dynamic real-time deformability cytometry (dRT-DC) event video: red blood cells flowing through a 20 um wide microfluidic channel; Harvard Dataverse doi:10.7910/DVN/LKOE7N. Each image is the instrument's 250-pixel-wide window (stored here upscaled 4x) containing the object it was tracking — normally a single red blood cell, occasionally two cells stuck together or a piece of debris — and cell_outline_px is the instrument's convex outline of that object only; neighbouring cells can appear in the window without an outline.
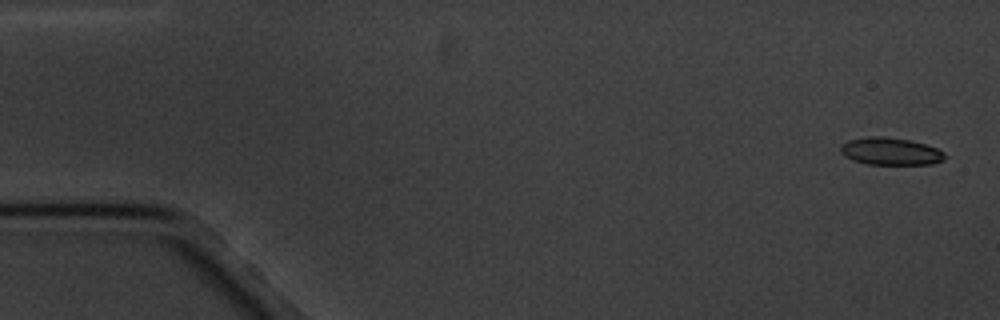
{"species": "common noctule bat (a hibernating species)", "species_latin": "Nyctalus noctula", "temperature_condition": "cold", "stored_images_in_passage": 5, "camera_frame_rate_fps": 3000, "um_per_image_px": 0.085, "animal": {"sex": "male", "body_mass_g": 20.1, "forearm_length_mm": 53.5}, "frame": {"image": 1, "passage_image": 1, "time_ms": 0.0, "image_size_px": [1000, 320], "cell_outline_px": [[948, 156], [944, 160], [932, 164], [868, 164], [852, 160], [844, 156], [840, 152], [840, 144], [848, 140], [868, 136], [884, 136], [908, 140], [924, 144], [936, 148], [944, 152]], "centroid_in_image_um": [75.67, 12.86], "position_along_channel_um": 9.3, "area_um2": 16.76}}
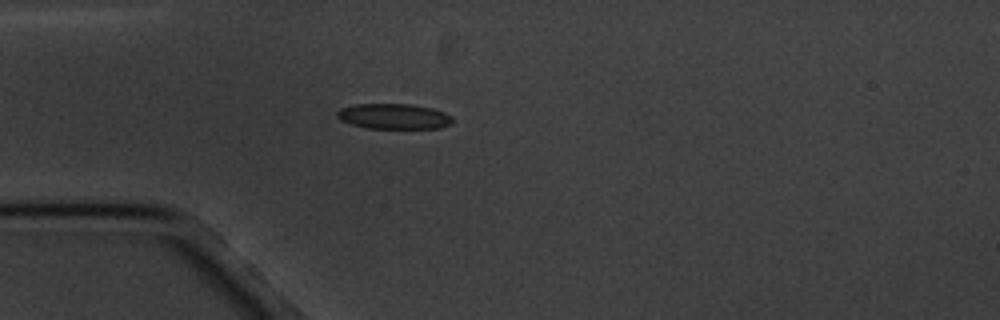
{"frame": {"image": 2, "passage_image": 5, "time_ms": 4.667, "image_size_px": [1000, 320], "cell_outline_px": [[452, 124], [440, 128], [368, 128], [352, 124], [340, 120], [336, 116], [336, 112], [340, 108], [356, 104], [412, 104], [432, 108], [444, 112], [452, 116]], "centroid_in_image_um": [33.48, 9.88], "position_along_channel_um": 51.5, "area_um2": 17.11}}